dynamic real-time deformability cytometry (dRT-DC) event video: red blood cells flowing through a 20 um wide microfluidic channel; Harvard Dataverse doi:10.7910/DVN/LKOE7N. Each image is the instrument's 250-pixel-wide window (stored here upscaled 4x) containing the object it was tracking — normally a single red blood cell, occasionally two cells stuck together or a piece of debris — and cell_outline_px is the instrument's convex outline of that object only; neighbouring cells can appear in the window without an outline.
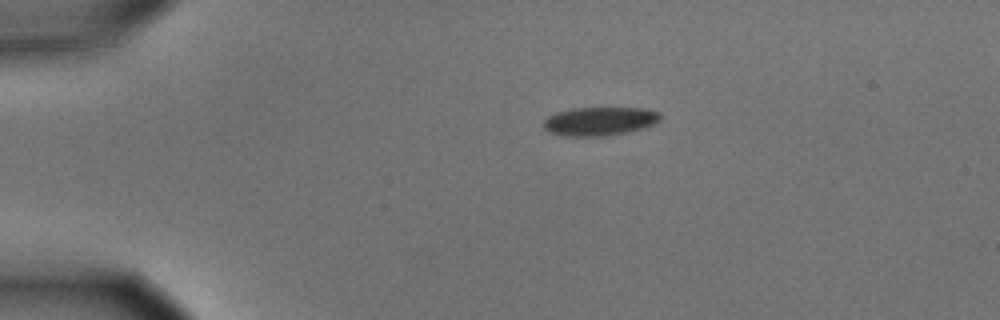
{"species": "common noctule bat (a hibernating species)", "species_latin": "Nyctalus noctula", "temperature_condition": "cold", "stored_images_in_passage": 4, "camera_frame_rate_fps": 3000, "um_per_image_px": 0.085, "animal": {"sex": "male", "body_mass_g": 15.6}, "frame": {"image": 1, "passage_image": 4, "time_ms": 1.0, "image_size_px": [1000, 320], "cell_outline_px": [[660, 120], [644, 128], [608, 136], [568, 136], [552, 132], [544, 128], [544, 120], [548, 116], [556, 112], [572, 108], [648, 108], [660, 112]], "centroid_in_image_um": [51.0, 10.29], "position_along_channel_um": 34.0, "area_um2": 19.42}}